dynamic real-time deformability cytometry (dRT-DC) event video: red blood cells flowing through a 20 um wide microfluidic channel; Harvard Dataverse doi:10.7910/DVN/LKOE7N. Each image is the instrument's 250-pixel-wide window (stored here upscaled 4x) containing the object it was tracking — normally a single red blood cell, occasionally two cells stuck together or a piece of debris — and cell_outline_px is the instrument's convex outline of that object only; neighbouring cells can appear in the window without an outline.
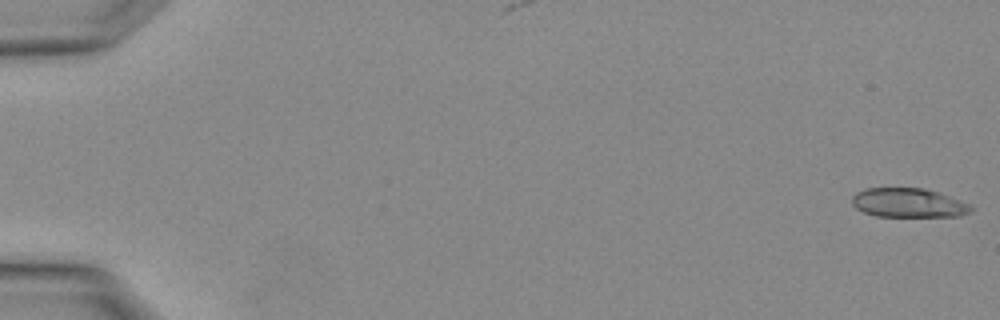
{"species": "Egyptian fruit bat (a non-hibernating species)", "species_latin": "Rousettus aegyptiacus", "temperature_condition": "warm", "stored_images_in_passage": 3, "camera_frame_rate_fps": 3000, "um_per_image_px": 0.085, "animal": {"sex": "female"}, "frame": {"image": 1, "passage_image": 1, "time_ms": 0.0, "image_size_px": [1000, 320], "cell_outline_px": [[972, 212], [960, 216], [876, 216], [864, 212], [856, 208], [852, 204], [852, 196], [856, 192], [864, 188], [924, 188], [948, 196], [968, 204], [972, 208]], "centroid_in_image_um": [77.17, 17.24], "position_along_channel_um": 7.8, "area_um2": 20.06}}
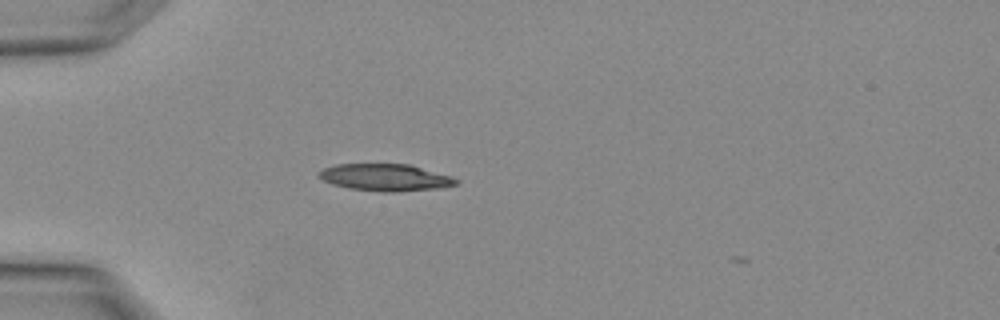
{"frame": {"image": 2, "passage_image": 3, "time_ms": 0.667, "image_size_px": [1000, 320], "cell_outline_px": [[460, 184], [444, 188], [396, 192], [380, 192], [348, 188], [332, 184], [316, 176], [316, 172], [324, 168], [336, 164], [408, 164], [452, 176], [460, 180]], "centroid_in_image_um": [32.78, 15.09], "position_along_channel_um": 52.2, "area_um2": 21.96}}